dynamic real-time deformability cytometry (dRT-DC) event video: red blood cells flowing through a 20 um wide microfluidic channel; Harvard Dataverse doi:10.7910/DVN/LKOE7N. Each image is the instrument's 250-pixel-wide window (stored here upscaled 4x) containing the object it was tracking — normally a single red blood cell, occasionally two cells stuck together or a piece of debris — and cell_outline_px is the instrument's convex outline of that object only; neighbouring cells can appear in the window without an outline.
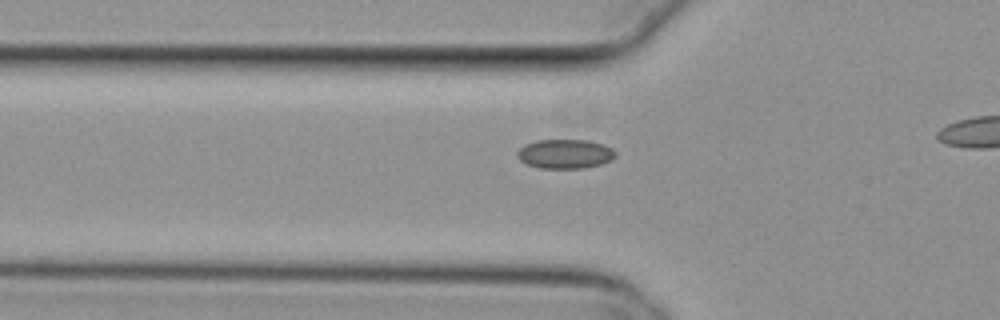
{"species": "common noctule bat (a hibernating species)", "species_latin": "Nyctalus noctula", "temperature_condition": "cold", "stored_images_in_passage": 40, "camera_frame_rate_fps": 3000, "um_per_image_px": 0.085, "animal": {"sex": "female", "body_mass_g": 29.2, "forearm_length_mm": 56.3}, "frame": {"image": 1, "passage_image": 14, "time_ms": 4.333, "image_size_px": [1000, 320], "cell_outline_px": [[616, 156], [612, 160], [600, 164], [580, 168], [540, 168], [528, 164], [520, 160], [516, 156], [516, 152], [524, 144], [536, 140], [588, 140], [604, 144], [612, 148], [616, 152]], "centroid_in_image_um": [48.03, 13.07], "position_along_channel_um": 77.8, "area_um2": 16.82}}
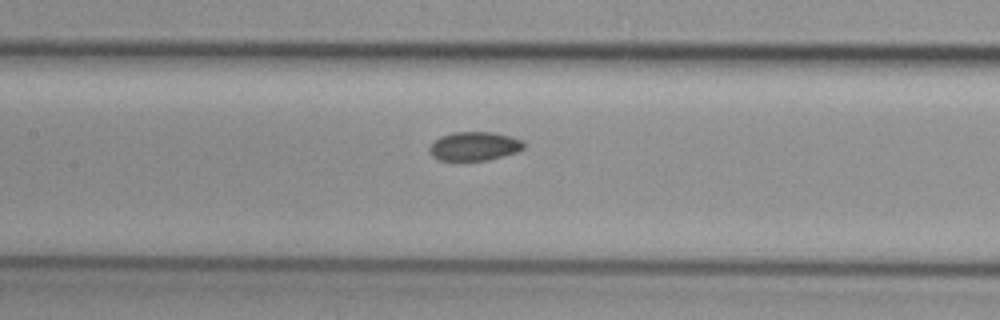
{"frame": {"image": 2, "passage_image": 21, "time_ms": 6.667, "image_size_px": [1000, 320], "cell_outline_px": [[524, 148], [516, 152], [504, 156], [488, 160], [440, 160], [432, 156], [428, 148], [440, 136], [452, 132], [492, 132], [524, 140]], "centroid_in_image_um": [40.33, 12.42], "position_along_channel_um": 167.1, "area_um2": 15.78}}
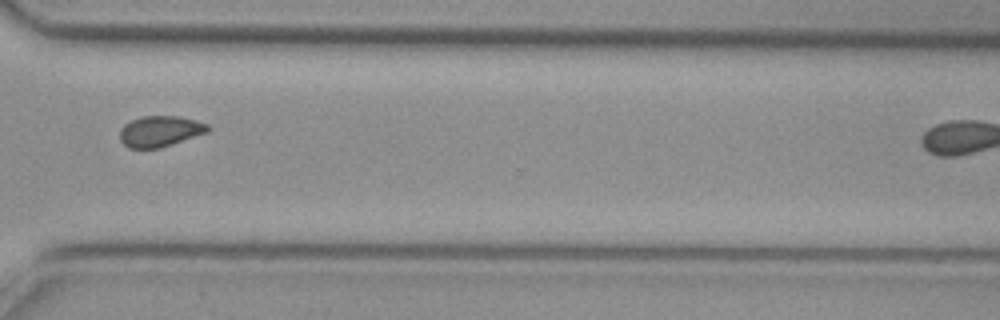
{"frame": {"image": 3, "passage_image": 36, "time_ms": 11.667, "image_size_px": [1000, 320], "cell_outline_px": [[212, 128], [208, 132], [160, 148], [128, 148], [120, 140], [120, 128], [124, 124], [140, 116], [180, 116], [196, 120], [208, 124]], "centroid_in_image_um": [13.62, 11.15], "position_along_channel_um": 357.0, "area_um2": 15.95}}